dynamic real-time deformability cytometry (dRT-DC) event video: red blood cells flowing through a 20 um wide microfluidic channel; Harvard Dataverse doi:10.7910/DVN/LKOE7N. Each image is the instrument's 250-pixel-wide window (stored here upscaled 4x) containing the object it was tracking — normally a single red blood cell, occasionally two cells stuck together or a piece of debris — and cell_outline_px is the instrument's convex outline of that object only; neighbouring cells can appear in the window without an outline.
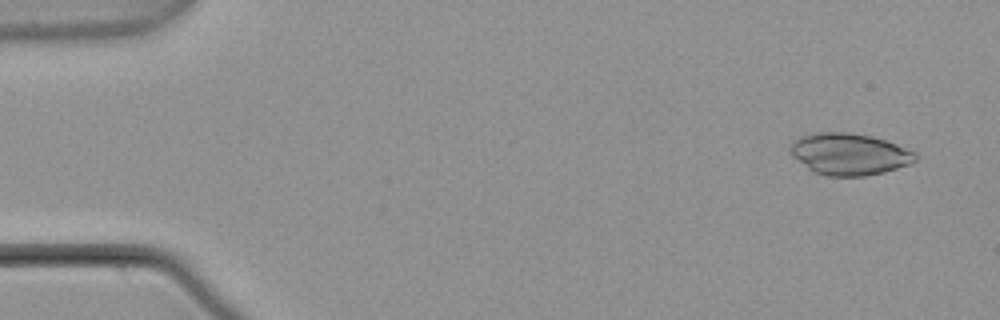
{"species": "common noctule bat (a hibernating species)", "species_latin": "Nyctalus noctula", "temperature_condition": "warm", "stored_images_in_passage": 4, "camera_frame_rate_fps": 3000, "um_per_image_px": 0.085, "animal": {"sex": "male", "body_mass_g": 21.5, "forearm_length_mm": 52.0}, "frame": {"image": 1, "passage_image": 1, "time_ms": 0.0, "image_size_px": [1000, 320], "cell_outline_px": [[916, 160], [908, 164], [884, 172], [864, 176], [828, 176], [816, 172], [808, 168], [792, 156], [792, 140], [800, 136], [820, 132], [852, 132], [872, 136], [896, 144], [916, 152]], "centroid_in_image_um": [72.19, 13.09], "position_along_channel_um": 12.8, "area_um2": 30.17}}
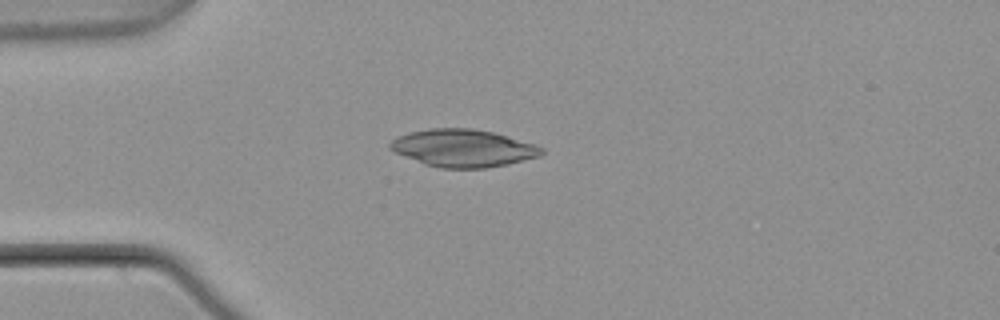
{"frame": {"image": 2, "passage_image": 4, "time_ms": 1.0, "image_size_px": [1000, 320], "cell_outline_px": [[544, 152], [540, 156], [508, 164], [488, 168], [440, 168], [424, 164], [396, 152], [388, 148], [388, 144], [396, 136], [408, 132], [428, 128], [472, 128], [496, 132], [536, 144], [544, 148]], "centroid_in_image_um": [39.38, 12.58], "position_along_channel_um": 45.6, "area_um2": 33.47}}